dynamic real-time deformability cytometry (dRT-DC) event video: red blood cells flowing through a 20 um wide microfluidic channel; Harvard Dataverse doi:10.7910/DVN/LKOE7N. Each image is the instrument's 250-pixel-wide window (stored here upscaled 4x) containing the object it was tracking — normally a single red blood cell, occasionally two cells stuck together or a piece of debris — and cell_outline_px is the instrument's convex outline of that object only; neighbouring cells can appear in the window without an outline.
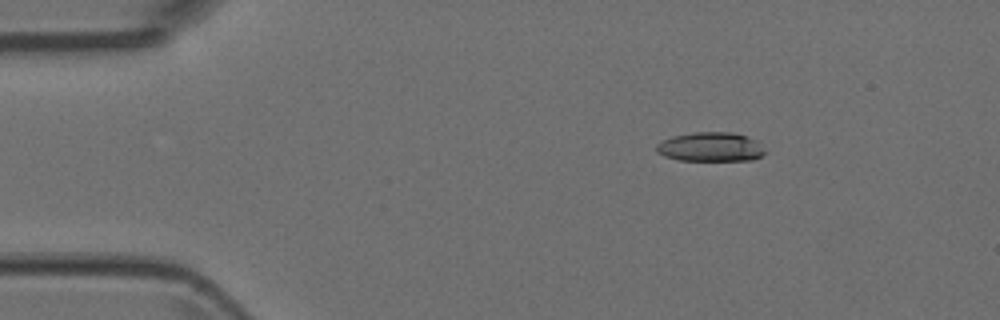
{"species": "Egyptian fruit bat (a non-hibernating species)", "species_latin": "Rousettus aegyptiacus", "temperature_condition": "room temperature", "stored_images_in_passage": 4, "segment_of_instrument_passage": [1, 2], "camera_frame_rate_fps": 3000, "um_per_image_px": 0.085, "animal": {"sex": "female"}, "frame": {"image": 1, "passage_image": 1, "time_ms": 0.0, "image_size_px": [1000, 320], "cell_outline_px": [[768, 152], [752, 160], [680, 160], [664, 156], [656, 152], [656, 144], [672, 136], [692, 132], [732, 132], [756, 140]], "centroid_in_image_um": [60.4, 12.49], "position_along_channel_um": 24.6, "area_um2": 18.5}}